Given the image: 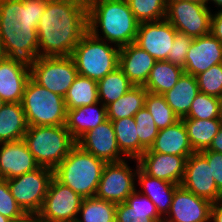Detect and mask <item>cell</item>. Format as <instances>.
<instances>
[{
  "label": "cell",
  "instance_id": "obj_47",
  "mask_svg": "<svg viewBox=\"0 0 222 222\" xmlns=\"http://www.w3.org/2000/svg\"><path fill=\"white\" fill-rule=\"evenodd\" d=\"M210 2H213L217 8L219 7V11H222V0H207V6Z\"/></svg>",
  "mask_w": 222,
  "mask_h": 222
},
{
  "label": "cell",
  "instance_id": "obj_14",
  "mask_svg": "<svg viewBox=\"0 0 222 222\" xmlns=\"http://www.w3.org/2000/svg\"><path fill=\"white\" fill-rule=\"evenodd\" d=\"M177 30L167 20L140 23L135 44L147 51L156 61L167 60Z\"/></svg>",
  "mask_w": 222,
  "mask_h": 222
},
{
  "label": "cell",
  "instance_id": "obj_38",
  "mask_svg": "<svg viewBox=\"0 0 222 222\" xmlns=\"http://www.w3.org/2000/svg\"><path fill=\"white\" fill-rule=\"evenodd\" d=\"M0 214L13 222H32L11 195L6 179L0 178Z\"/></svg>",
  "mask_w": 222,
  "mask_h": 222
},
{
  "label": "cell",
  "instance_id": "obj_11",
  "mask_svg": "<svg viewBox=\"0 0 222 222\" xmlns=\"http://www.w3.org/2000/svg\"><path fill=\"white\" fill-rule=\"evenodd\" d=\"M206 4L189 0H167L166 19L179 33L193 38L210 33L212 12Z\"/></svg>",
  "mask_w": 222,
  "mask_h": 222
},
{
  "label": "cell",
  "instance_id": "obj_7",
  "mask_svg": "<svg viewBox=\"0 0 222 222\" xmlns=\"http://www.w3.org/2000/svg\"><path fill=\"white\" fill-rule=\"evenodd\" d=\"M28 126L65 125L67 109L62 96L40 86L32 78L21 101Z\"/></svg>",
  "mask_w": 222,
  "mask_h": 222
},
{
  "label": "cell",
  "instance_id": "obj_26",
  "mask_svg": "<svg viewBox=\"0 0 222 222\" xmlns=\"http://www.w3.org/2000/svg\"><path fill=\"white\" fill-rule=\"evenodd\" d=\"M199 93L197 78L183 73L177 84L163 96L178 118L182 119L188 115L191 104Z\"/></svg>",
  "mask_w": 222,
  "mask_h": 222
},
{
  "label": "cell",
  "instance_id": "obj_13",
  "mask_svg": "<svg viewBox=\"0 0 222 222\" xmlns=\"http://www.w3.org/2000/svg\"><path fill=\"white\" fill-rule=\"evenodd\" d=\"M181 186L212 203L222 199V193L212 176L211 166L200 152H194L187 158Z\"/></svg>",
  "mask_w": 222,
  "mask_h": 222
},
{
  "label": "cell",
  "instance_id": "obj_50",
  "mask_svg": "<svg viewBox=\"0 0 222 222\" xmlns=\"http://www.w3.org/2000/svg\"><path fill=\"white\" fill-rule=\"evenodd\" d=\"M0 222H13V221L0 214Z\"/></svg>",
  "mask_w": 222,
  "mask_h": 222
},
{
  "label": "cell",
  "instance_id": "obj_37",
  "mask_svg": "<svg viewBox=\"0 0 222 222\" xmlns=\"http://www.w3.org/2000/svg\"><path fill=\"white\" fill-rule=\"evenodd\" d=\"M221 99L199 93L193 100L189 113L182 119H218Z\"/></svg>",
  "mask_w": 222,
  "mask_h": 222
},
{
  "label": "cell",
  "instance_id": "obj_31",
  "mask_svg": "<svg viewBox=\"0 0 222 222\" xmlns=\"http://www.w3.org/2000/svg\"><path fill=\"white\" fill-rule=\"evenodd\" d=\"M194 152L209 148L212 139L218 133L221 123L218 119H182Z\"/></svg>",
  "mask_w": 222,
  "mask_h": 222
},
{
  "label": "cell",
  "instance_id": "obj_23",
  "mask_svg": "<svg viewBox=\"0 0 222 222\" xmlns=\"http://www.w3.org/2000/svg\"><path fill=\"white\" fill-rule=\"evenodd\" d=\"M115 222H163L155 204L136 189L126 201L116 204Z\"/></svg>",
  "mask_w": 222,
  "mask_h": 222
},
{
  "label": "cell",
  "instance_id": "obj_18",
  "mask_svg": "<svg viewBox=\"0 0 222 222\" xmlns=\"http://www.w3.org/2000/svg\"><path fill=\"white\" fill-rule=\"evenodd\" d=\"M137 160L139 168L147 175L181 185L187 158L157 152H144Z\"/></svg>",
  "mask_w": 222,
  "mask_h": 222
},
{
  "label": "cell",
  "instance_id": "obj_19",
  "mask_svg": "<svg viewBox=\"0 0 222 222\" xmlns=\"http://www.w3.org/2000/svg\"><path fill=\"white\" fill-rule=\"evenodd\" d=\"M40 165L22 139L0 143V178L11 179L31 172Z\"/></svg>",
  "mask_w": 222,
  "mask_h": 222
},
{
  "label": "cell",
  "instance_id": "obj_52",
  "mask_svg": "<svg viewBox=\"0 0 222 222\" xmlns=\"http://www.w3.org/2000/svg\"><path fill=\"white\" fill-rule=\"evenodd\" d=\"M5 104V102L3 101V99L0 97V109L2 108V106Z\"/></svg>",
  "mask_w": 222,
  "mask_h": 222
},
{
  "label": "cell",
  "instance_id": "obj_35",
  "mask_svg": "<svg viewBox=\"0 0 222 222\" xmlns=\"http://www.w3.org/2000/svg\"><path fill=\"white\" fill-rule=\"evenodd\" d=\"M139 23L166 19L167 0H126Z\"/></svg>",
  "mask_w": 222,
  "mask_h": 222
},
{
  "label": "cell",
  "instance_id": "obj_15",
  "mask_svg": "<svg viewBox=\"0 0 222 222\" xmlns=\"http://www.w3.org/2000/svg\"><path fill=\"white\" fill-rule=\"evenodd\" d=\"M212 204L179 185L163 222H210Z\"/></svg>",
  "mask_w": 222,
  "mask_h": 222
},
{
  "label": "cell",
  "instance_id": "obj_45",
  "mask_svg": "<svg viewBox=\"0 0 222 222\" xmlns=\"http://www.w3.org/2000/svg\"><path fill=\"white\" fill-rule=\"evenodd\" d=\"M207 150L222 153V125L218 133L212 139V142Z\"/></svg>",
  "mask_w": 222,
  "mask_h": 222
},
{
  "label": "cell",
  "instance_id": "obj_2",
  "mask_svg": "<svg viewBox=\"0 0 222 222\" xmlns=\"http://www.w3.org/2000/svg\"><path fill=\"white\" fill-rule=\"evenodd\" d=\"M87 7L76 0H47L37 26L39 56H71L88 31Z\"/></svg>",
  "mask_w": 222,
  "mask_h": 222
},
{
  "label": "cell",
  "instance_id": "obj_40",
  "mask_svg": "<svg viewBox=\"0 0 222 222\" xmlns=\"http://www.w3.org/2000/svg\"><path fill=\"white\" fill-rule=\"evenodd\" d=\"M201 93L222 99V63L196 76Z\"/></svg>",
  "mask_w": 222,
  "mask_h": 222
},
{
  "label": "cell",
  "instance_id": "obj_3",
  "mask_svg": "<svg viewBox=\"0 0 222 222\" xmlns=\"http://www.w3.org/2000/svg\"><path fill=\"white\" fill-rule=\"evenodd\" d=\"M87 23L93 36L119 48L135 43L140 24L126 0L93 2L87 7Z\"/></svg>",
  "mask_w": 222,
  "mask_h": 222
},
{
  "label": "cell",
  "instance_id": "obj_33",
  "mask_svg": "<svg viewBox=\"0 0 222 222\" xmlns=\"http://www.w3.org/2000/svg\"><path fill=\"white\" fill-rule=\"evenodd\" d=\"M133 83L118 67L105 77L97 81L99 102L107 107L122 97L127 91L133 87Z\"/></svg>",
  "mask_w": 222,
  "mask_h": 222
},
{
  "label": "cell",
  "instance_id": "obj_42",
  "mask_svg": "<svg viewBox=\"0 0 222 222\" xmlns=\"http://www.w3.org/2000/svg\"><path fill=\"white\" fill-rule=\"evenodd\" d=\"M200 153L207 159L209 166H211L212 176L214 177L218 190L222 193V153L207 149Z\"/></svg>",
  "mask_w": 222,
  "mask_h": 222
},
{
  "label": "cell",
  "instance_id": "obj_21",
  "mask_svg": "<svg viewBox=\"0 0 222 222\" xmlns=\"http://www.w3.org/2000/svg\"><path fill=\"white\" fill-rule=\"evenodd\" d=\"M29 68L7 57L0 61V97L5 103H21L28 80Z\"/></svg>",
  "mask_w": 222,
  "mask_h": 222
},
{
  "label": "cell",
  "instance_id": "obj_49",
  "mask_svg": "<svg viewBox=\"0 0 222 222\" xmlns=\"http://www.w3.org/2000/svg\"><path fill=\"white\" fill-rule=\"evenodd\" d=\"M218 120L220 121V123L222 125V99H221V102H220V109H219Z\"/></svg>",
  "mask_w": 222,
  "mask_h": 222
},
{
  "label": "cell",
  "instance_id": "obj_48",
  "mask_svg": "<svg viewBox=\"0 0 222 222\" xmlns=\"http://www.w3.org/2000/svg\"><path fill=\"white\" fill-rule=\"evenodd\" d=\"M77 2L85 5L86 7H88L89 5H91L93 2L98 1V0H76Z\"/></svg>",
  "mask_w": 222,
  "mask_h": 222
},
{
  "label": "cell",
  "instance_id": "obj_9",
  "mask_svg": "<svg viewBox=\"0 0 222 222\" xmlns=\"http://www.w3.org/2000/svg\"><path fill=\"white\" fill-rule=\"evenodd\" d=\"M30 71L36 83L63 98L78 75L71 56H39Z\"/></svg>",
  "mask_w": 222,
  "mask_h": 222
},
{
  "label": "cell",
  "instance_id": "obj_44",
  "mask_svg": "<svg viewBox=\"0 0 222 222\" xmlns=\"http://www.w3.org/2000/svg\"><path fill=\"white\" fill-rule=\"evenodd\" d=\"M210 222H222V199L212 204Z\"/></svg>",
  "mask_w": 222,
  "mask_h": 222
},
{
  "label": "cell",
  "instance_id": "obj_4",
  "mask_svg": "<svg viewBox=\"0 0 222 222\" xmlns=\"http://www.w3.org/2000/svg\"><path fill=\"white\" fill-rule=\"evenodd\" d=\"M105 164L76 144L53 170V177L82 198L94 197Z\"/></svg>",
  "mask_w": 222,
  "mask_h": 222
},
{
  "label": "cell",
  "instance_id": "obj_8",
  "mask_svg": "<svg viewBox=\"0 0 222 222\" xmlns=\"http://www.w3.org/2000/svg\"><path fill=\"white\" fill-rule=\"evenodd\" d=\"M52 178L53 169L40 166L6 181L17 204L33 219L42 207Z\"/></svg>",
  "mask_w": 222,
  "mask_h": 222
},
{
  "label": "cell",
  "instance_id": "obj_6",
  "mask_svg": "<svg viewBox=\"0 0 222 222\" xmlns=\"http://www.w3.org/2000/svg\"><path fill=\"white\" fill-rule=\"evenodd\" d=\"M110 44L87 31L71 54L78 74L99 81L116 70L120 48Z\"/></svg>",
  "mask_w": 222,
  "mask_h": 222
},
{
  "label": "cell",
  "instance_id": "obj_46",
  "mask_svg": "<svg viewBox=\"0 0 222 222\" xmlns=\"http://www.w3.org/2000/svg\"><path fill=\"white\" fill-rule=\"evenodd\" d=\"M7 56H6V53H5V50H4V46L2 44V40L0 38V61L5 59Z\"/></svg>",
  "mask_w": 222,
  "mask_h": 222
},
{
  "label": "cell",
  "instance_id": "obj_41",
  "mask_svg": "<svg viewBox=\"0 0 222 222\" xmlns=\"http://www.w3.org/2000/svg\"><path fill=\"white\" fill-rule=\"evenodd\" d=\"M193 39L194 38L191 36L177 32L173 47L171 48L166 61L184 68L186 56Z\"/></svg>",
  "mask_w": 222,
  "mask_h": 222
},
{
  "label": "cell",
  "instance_id": "obj_34",
  "mask_svg": "<svg viewBox=\"0 0 222 222\" xmlns=\"http://www.w3.org/2000/svg\"><path fill=\"white\" fill-rule=\"evenodd\" d=\"M115 215V203L94 196L83 198L75 222H115Z\"/></svg>",
  "mask_w": 222,
  "mask_h": 222
},
{
  "label": "cell",
  "instance_id": "obj_29",
  "mask_svg": "<svg viewBox=\"0 0 222 222\" xmlns=\"http://www.w3.org/2000/svg\"><path fill=\"white\" fill-rule=\"evenodd\" d=\"M183 73L184 69L178 65L166 60L156 61L144 87L149 93L163 95L177 84Z\"/></svg>",
  "mask_w": 222,
  "mask_h": 222
},
{
  "label": "cell",
  "instance_id": "obj_17",
  "mask_svg": "<svg viewBox=\"0 0 222 222\" xmlns=\"http://www.w3.org/2000/svg\"><path fill=\"white\" fill-rule=\"evenodd\" d=\"M222 63V43L211 33L193 39L185 60L184 73L197 76Z\"/></svg>",
  "mask_w": 222,
  "mask_h": 222
},
{
  "label": "cell",
  "instance_id": "obj_20",
  "mask_svg": "<svg viewBox=\"0 0 222 222\" xmlns=\"http://www.w3.org/2000/svg\"><path fill=\"white\" fill-rule=\"evenodd\" d=\"M156 59L135 43L120 48L119 68L134 86H144Z\"/></svg>",
  "mask_w": 222,
  "mask_h": 222
},
{
  "label": "cell",
  "instance_id": "obj_51",
  "mask_svg": "<svg viewBox=\"0 0 222 222\" xmlns=\"http://www.w3.org/2000/svg\"><path fill=\"white\" fill-rule=\"evenodd\" d=\"M189 1H194V2H198L201 4H206L207 5V0H189Z\"/></svg>",
  "mask_w": 222,
  "mask_h": 222
},
{
  "label": "cell",
  "instance_id": "obj_32",
  "mask_svg": "<svg viewBox=\"0 0 222 222\" xmlns=\"http://www.w3.org/2000/svg\"><path fill=\"white\" fill-rule=\"evenodd\" d=\"M64 100L67 110L99 102L97 81L78 74Z\"/></svg>",
  "mask_w": 222,
  "mask_h": 222
},
{
  "label": "cell",
  "instance_id": "obj_22",
  "mask_svg": "<svg viewBox=\"0 0 222 222\" xmlns=\"http://www.w3.org/2000/svg\"><path fill=\"white\" fill-rule=\"evenodd\" d=\"M145 152L178 155L184 158L194 153L183 120L180 119L174 125L160 129L154 143Z\"/></svg>",
  "mask_w": 222,
  "mask_h": 222
},
{
  "label": "cell",
  "instance_id": "obj_24",
  "mask_svg": "<svg viewBox=\"0 0 222 222\" xmlns=\"http://www.w3.org/2000/svg\"><path fill=\"white\" fill-rule=\"evenodd\" d=\"M106 120L107 107L101 102H97L67 110L65 127L77 141L84 133L94 129Z\"/></svg>",
  "mask_w": 222,
  "mask_h": 222
},
{
  "label": "cell",
  "instance_id": "obj_10",
  "mask_svg": "<svg viewBox=\"0 0 222 222\" xmlns=\"http://www.w3.org/2000/svg\"><path fill=\"white\" fill-rule=\"evenodd\" d=\"M82 201L80 195L53 177L42 207L32 222H75Z\"/></svg>",
  "mask_w": 222,
  "mask_h": 222
},
{
  "label": "cell",
  "instance_id": "obj_12",
  "mask_svg": "<svg viewBox=\"0 0 222 222\" xmlns=\"http://www.w3.org/2000/svg\"><path fill=\"white\" fill-rule=\"evenodd\" d=\"M131 169L127 159L120 162L106 163L99 181L95 197L115 204L126 201L127 197L136 189V173L139 168Z\"/></svg>",
  "mask_w": 222,
  "mask_h": 222
},
{
  "label": "cell",
  "instance_id": "obj_27",
  "mask_svg": "<svg viewBox=\"0 0 222 222\" xmlns=\"http://www.w3.org/2000/svg\"><path fill=\"white\" fill-rule=\"evenodd\" d=\"M21 103H5L0 109V143L19 141L28 129Z\"/></svg>",
  "mask_w": 222,
  "mask_h": 222
},
{
  "label": "cell",
  "instance_id": "obj_16",
  "mask_svg": "<svg viewBox=\"0 0 222 222\" xmlns=\"http://www.w3.org/2000/svg\"><path fill=\"white\" fill-rule=\"evenodd\" d=\"M76 144L106 163L120 162L126 159L120 152L112 121L109 119L84 133L76 141Z\"/></svg>",
  "mask_w": 222,
  "mask_h": 222
},
{
  "label": "cell",
  "instance_id": "obj_39",
  "mask_svg": "<svg viewBox=\"0 0 222 222\" xmlns=\"http://www.w3.org/2000/svg\"><path fill=\"white\" fill-rule=\"evenodd\" d=\"M134 120L140 144L146 150L150 149L159 131L152 115L143 107L134 115Z\"/></svg>",
  "mask_w": 222,
  "mask_h": 222
},
{
  "label": "cell",
  "instance_id": "obj_1",
  "mask_svg": "<svg viewBox=\"0 0 222 222\" xmlns=\"http://www.w3.org/2000/svg\"><path fill=\"white\" fill-rule=\"evenodd\" d=\"M47 0H0V38L8 59L29 69L39 57L37 26Z\"/></svg>",
  "mask_w": 222,
  "mask_h": 222
},
{
  "label": "cell",
  "instance_id": "obj_36",
  "mask_svg": "<svg viewBox=\"0 0 222 222\" xmlns=\"http://www.w3.org/2000/svg\"><path fill=\"white\" fill-rule=\"evenodd\" d=\"M145 108L152 115L159 130L172 126L180 120L169 107L163 95L148 92L145 99Z\"/></svg>",
  "mask_w": 222,
  "mask_h": 222
},
{
  "label": "cell",
  "instance_id": "obj_43",
  "mask_svg": "<svg viewBox=\"0 0 222 222\" xmlns=\"http://www.w3.org/2000/svg\"><path fill=\"white\" fill-rule=\"evenodd\" d=\"M210 33L222 43V11L212 13Z\"/></svg>",
  "mask_w": 222,
  "mask_h": 222
},
{
  "label": "cell",
  "instance_id": "obj_5",
  "mask_svg": "<svg viewBox=\"0 0 222 222\" xmlns=\"http://www.w3.org/2000/svg\"><path fill=\"white\" fill-rule=\"evenodd\" d=\"M23 140L36 162L53 170L76 145L65 125L29 126Z\"/></svg>",
  "mask_w": 222,
  "mask_h": 222
},
{
  "label": "cell",
  "instance_id": "obj_28",
  "mask_svg": "<svg viewBox=\"0 0 222 222\" xmlns=\"http://www.w3.org/2000/svg\"><path fill=\"white\" fill-rule=\"evenodd\" d=\"M112 125L120 152L129 160H137L146 149L139 142L134 117L114 120Z\"/></svg>",
  "mask_w": 222,
  "mask_h": 222
},
{
  "label": "cell",
  "instance_id": "obj_25",
  "mask_svg": "<svg viewBox=\"0 0 222 222\" xmlns=\"http://www.w3.org/2000/svg\"><path fill=\"white\" fill-rule=\"evenodd\" d=\"M136 178L139 186H142V191H138L155 204L159 215L164 219L170 210L174 191L179 185L151 177L140 168H138Z\"/></svg>",
  "mask_w": 222,
  "mask_h": 222
},
{
  "label": "cell",
  "instance_id": "obj_30",
  "mask_svg": "<svg viewBox=\"0 0 222 222\" xmlns=\"http://www.w3.org/2000/svg\"><path fill=\"white\" fill-rule=\"evenodd\" d=\"M148 91L144 86H133L122 97L107 106V119L119 120L134 115L145 107Z\"/></svg>",
  "mask_w": 222,
  "mask_h": 222
}]
</instances>
